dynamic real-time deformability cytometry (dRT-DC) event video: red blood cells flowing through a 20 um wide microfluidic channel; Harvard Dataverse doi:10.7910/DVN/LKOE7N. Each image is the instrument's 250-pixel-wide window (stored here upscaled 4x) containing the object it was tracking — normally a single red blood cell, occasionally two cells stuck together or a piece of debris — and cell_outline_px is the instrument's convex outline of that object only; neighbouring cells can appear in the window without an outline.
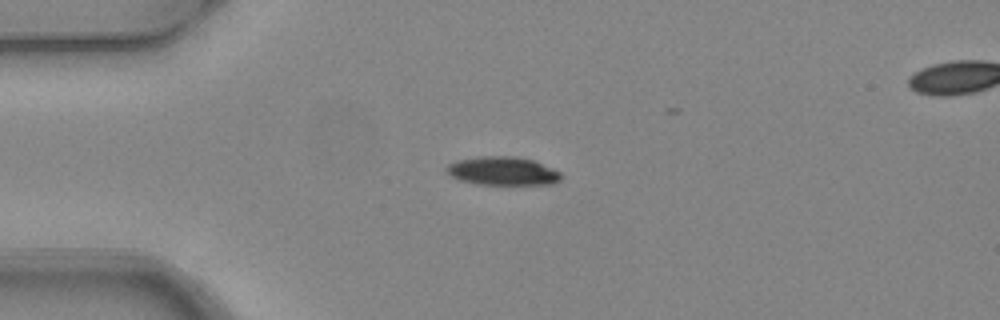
{"species": "common noctule bat (a hibernating species)", "species_latin": "Nyctalus noctula", "temperature_condition": "warm", "stored_images_in_passage": 3, "camera_frame_rate_fps": 3000, "um_per_image_px": 0.085, "animal": {"sex": "female", "body_mass_g": 24.6, "forearm_length_mm": 56.2}, "frame": {"image": 1, "passage_image": 1, "time_ms": 0.0, "image_size_px": [1000, 320], "cell_outline_px": [[560, 180], [552, 184], [476, 184], [460, 180], [452, 176], [444, 168], [448, 164], [456, 160], [480, 156], [516, 156], [536, 160], [560, 172]], "centroid_in_image_um": [42.72, 14.52], "position_along_channel_um": 42.3, "area_um2": 19.07}}